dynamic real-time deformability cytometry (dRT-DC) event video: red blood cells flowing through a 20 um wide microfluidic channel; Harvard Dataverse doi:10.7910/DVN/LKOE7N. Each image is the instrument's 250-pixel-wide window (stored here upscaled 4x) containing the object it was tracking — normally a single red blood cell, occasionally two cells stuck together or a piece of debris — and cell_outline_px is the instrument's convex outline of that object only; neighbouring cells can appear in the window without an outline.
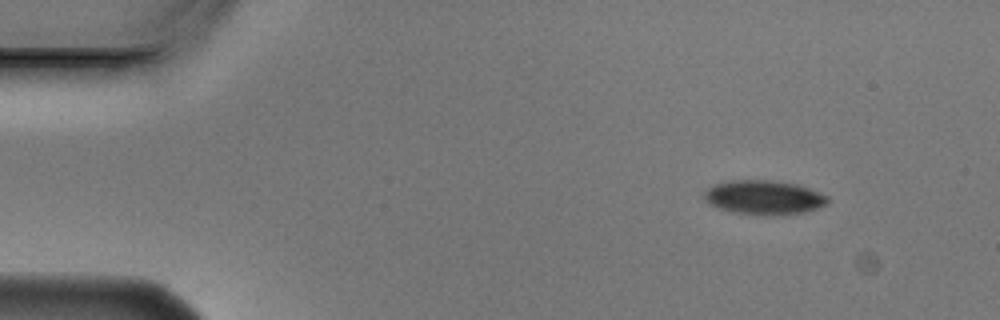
{"species": "Egyptian fruit bat (a non-hibernating species)", "species_latin": "Rousettus aegyptiacus", "temperature_condition": "cold", "stored_images_in_passage": 3, "camera_frame_rate_fps": 3000, "um_per_image_px": 0.085, "animal": {"sex": "male"}, "frame": {"image": 1, "passage_image": 1, "time_ms": 0.0, "image_size_px": [1000, 320], "cell_outline_px": [[828, 204], [804, 212], [784, 216], [772, 216], [732, 212], [720, 208], [704, 200], [704, 192], [708, 188], [716, 184], [732, 180], [776, 180], [796, 184], [808, 188], [828, 196]], "centroid_in_image_um": [64.96, 16.79], "position_along_channel_um": 20.0, "area_um2": 24.68}}
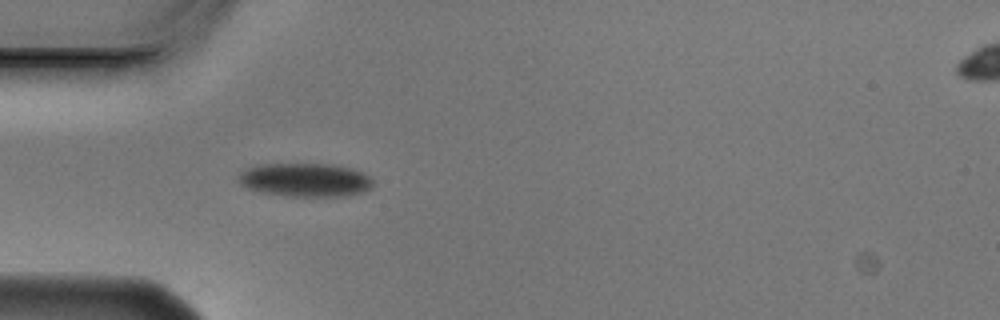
{"frame": {"image": 2, "passage_image": 3, "time_ms": 0.667, "image_size_px": [1000, 320], "cell_outline_px": [[372, 188], [364, 192], [344, 196], [284, 196], [260, 192], [248, 188], [240, 184], [236, 180], [240, 172], [248, 168], [260, 164], [336, 164], [352, 168], [364, 172], [372, 180]], "centroid_in_image_um": [25.94, 15.29], "position_along_channel_um": 59.1, "area_um2": 26.65}}